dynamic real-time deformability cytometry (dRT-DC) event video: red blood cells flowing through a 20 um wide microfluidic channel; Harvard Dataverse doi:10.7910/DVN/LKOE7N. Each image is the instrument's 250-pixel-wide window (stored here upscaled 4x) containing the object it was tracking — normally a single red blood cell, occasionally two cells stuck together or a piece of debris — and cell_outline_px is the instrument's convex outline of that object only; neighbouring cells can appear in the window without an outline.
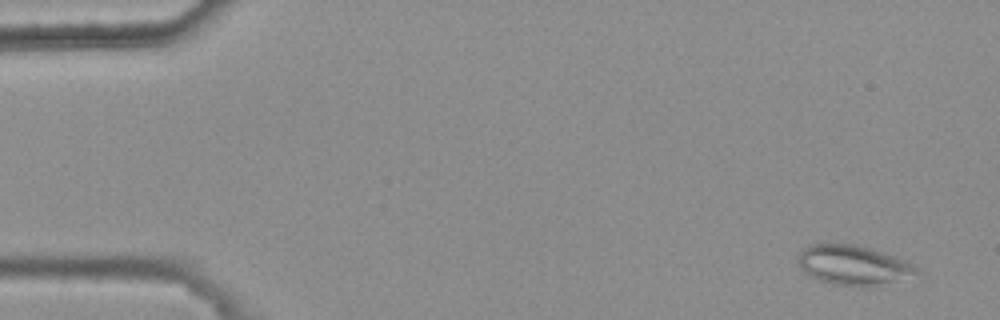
{"species": "common noctule bat (a hibernating species)", "species_latin": "Nyctalus noctula", "temperature_condition": "warm", "stored_images_in_passage": 3, "camera_frame_rate_fps": 3000, "um_per_image_px": 0.085, "animal": {"sex": "female", "body_mass_g": 25.1}, "frame": {"image": 1, "passage_image": 1, "time_ms": 0.0, "image_size_px": [1000, 320], "cell_outline_px": [[916, 272], [872, 288], [860, 288], [832, 284], [808, 276], [804, 272], [800, 264], [800, 252], [804, 248], [812, 244], [856, 244], [896, 256], [912, 264], [916, 268]], "centroid_in_image_um": [72.48, 22.55], "position_along_channel_um": 12.5, "area_um2": 27.05}}